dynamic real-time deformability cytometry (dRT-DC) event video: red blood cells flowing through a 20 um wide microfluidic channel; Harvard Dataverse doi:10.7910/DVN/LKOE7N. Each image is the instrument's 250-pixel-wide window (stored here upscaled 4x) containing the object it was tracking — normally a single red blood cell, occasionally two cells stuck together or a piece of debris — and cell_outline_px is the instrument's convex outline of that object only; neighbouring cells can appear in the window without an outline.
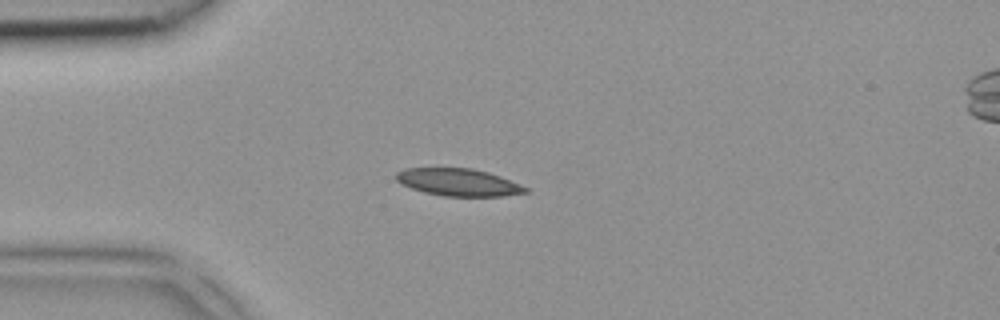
{"species": "common noctule bat (a hibernating species)", "species_latin": "Nyctalus noctula", "temperature_condition": "room temperature", "stored_images_in_passage": 3, "camera_frame_rate_fps": 3000, "um_per_image_px": 0.085, "animal": {"sex": "female", "body_mass_g": 18.4}, "frame": {"image": 1, "passage_image": 2, "time_ms": 0.333, "image_size_px": [1000, 320], "cell_outline_px": [[528, 192], [504, 196], [444, 196], [424, 192], [400, 184], [396, 180], [396, 172], [404, 168], [472, 168], [488, 172], [500, 176], [520, 184], [528, 188]], "centroid_in_image_um": [38.95, 15.49], "position_along_channel_um": 46.0, "area_um2": 20.63}}